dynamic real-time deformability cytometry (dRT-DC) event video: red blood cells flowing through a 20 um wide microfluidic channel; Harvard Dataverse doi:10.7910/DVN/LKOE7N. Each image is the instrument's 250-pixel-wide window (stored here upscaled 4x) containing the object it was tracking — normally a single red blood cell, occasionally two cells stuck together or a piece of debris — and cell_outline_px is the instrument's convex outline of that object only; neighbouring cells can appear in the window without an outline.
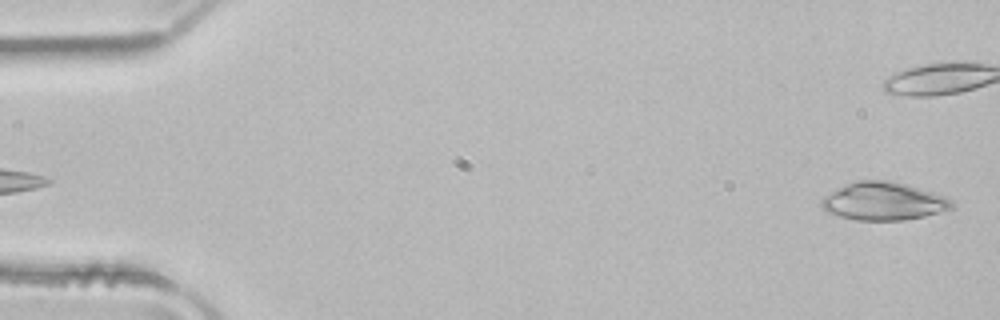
{"species": "common noctule bat (a hibernating species)", "species_latin": "Nyctalus noctula", "temperature_condition": "room temperature", "stored_images_in_passage": 11, "camera_frame_rate_fps": 3000, "um_per_image_px": 0.085, "animal": {"sex": "male", "body_mass_g": 21.5, "forearm_length_mm": 52.0}, "frame": {"image": 1, "passage_image": 1, "time_ms": 0.0, "image_size_px": [1000, 320], "cell_outline_px": [[952, 208], [924, 216], [904, 220], [856, 220], [840, 216], [828, 212], [820, 204], [820, 200], [824, 196], [844, 184], [856, 180], [888, 180], [904, 184], [932, 192], [944, 196], [952, 200]], "centroid_in_image_um": [75.06, 17.1], "position_along_channel_um": 9.9, "area_um2": 28.55}}